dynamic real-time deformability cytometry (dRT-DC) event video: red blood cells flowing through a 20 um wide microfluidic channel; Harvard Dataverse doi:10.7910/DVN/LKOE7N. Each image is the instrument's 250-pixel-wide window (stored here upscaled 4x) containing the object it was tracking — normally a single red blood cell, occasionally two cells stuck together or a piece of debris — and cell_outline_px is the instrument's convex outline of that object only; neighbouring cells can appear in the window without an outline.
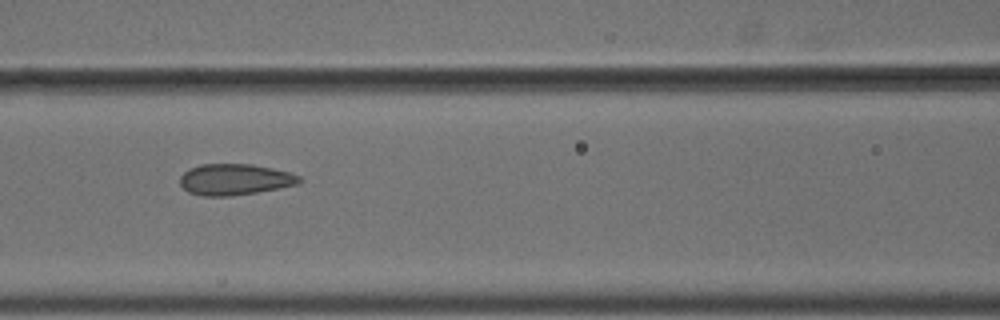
{"species": "common noctule bat (a hibernating species)", "species_latin": "Nyctalus noctula", "temperature_condition": "cold", "stored_images_in_passage": 8, "camera_frame_rate_fps": 3000, "um_per_image_px": 0.085, "animal": {"sex": "male", "body_mass_g": 18.8}, "frame": {"image": 1, "passage_image": 7, "time_ms": 2.0, "image_size_px": [1000, 320], "cell_outline_px": [[304, 180], [300, 184], [280, 188], [232, 196], [200, 196], [188, 192], [180, 184], [180, 176], [184, 172], [200, 164], [252, 164], [292, 172], [300, 176]], "centroid_in_image_um": [20.0, 15.26], "position_along_channel_um": 146.6, "area_um2": 21.91}}
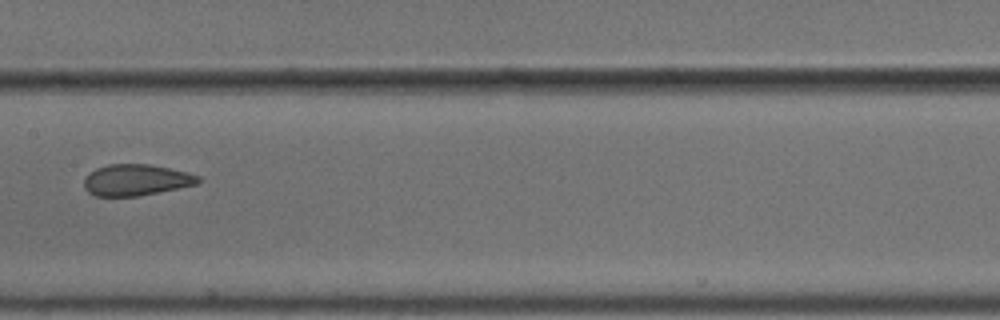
{"frame": {"image": 2, "passage_image": 8, "time_ms": 2.333, "image_size_px": [1000, 320], "cell_outline_px": [[204, 180], [196, 184], [136, 196], [96, 196], [88, 192], [84, 188], [84, 180], [88, 172], [96, 168], [108, 164], [148, 164], [188, 172], [200, 176]], "centroid_in_image_um": [11.55, 15.29], "position_along_channel_um": 195.9, "area_um2": 20.75}}